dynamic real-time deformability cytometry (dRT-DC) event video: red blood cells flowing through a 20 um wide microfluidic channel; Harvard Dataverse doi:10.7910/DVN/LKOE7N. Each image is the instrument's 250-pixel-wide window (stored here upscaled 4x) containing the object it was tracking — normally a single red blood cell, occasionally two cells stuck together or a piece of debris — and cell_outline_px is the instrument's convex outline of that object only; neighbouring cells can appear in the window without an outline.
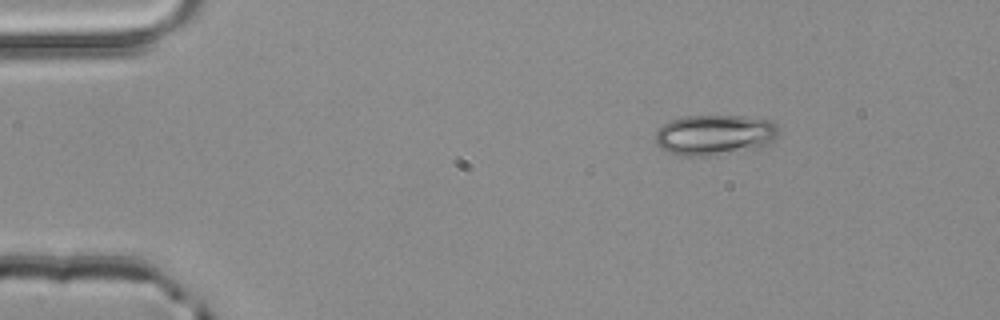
{"species": "common noctule bat (a hibernating species)", "species_latin": "Nyctalus noctula", "temperature_condition": "room temperature", "stored_images_in_passage": 4, "camera_frame_rate_fps": 3000, "um_per_image_px": 0.085, "animal": {"sex": "male", "body_mass_g": 20.4}, "frame": {"image": 1, "passage_image": 1, "time_ms": 0.0, "image_size_px": [1000, 320], "cell_outline_px": [[776, 136], [772, 140], [760, 148], [712, 156], [680, 156], [668, 152], [660, 148], [656, 144], [656, 132], [664, 124], [672, 120], [684, 116], [744, 116], [772, 120], [776, 124]], "centroid_in_image_um": [60.73, 11.48], "position_along_channel_um": 24.3, "area_um2": 29.13}}